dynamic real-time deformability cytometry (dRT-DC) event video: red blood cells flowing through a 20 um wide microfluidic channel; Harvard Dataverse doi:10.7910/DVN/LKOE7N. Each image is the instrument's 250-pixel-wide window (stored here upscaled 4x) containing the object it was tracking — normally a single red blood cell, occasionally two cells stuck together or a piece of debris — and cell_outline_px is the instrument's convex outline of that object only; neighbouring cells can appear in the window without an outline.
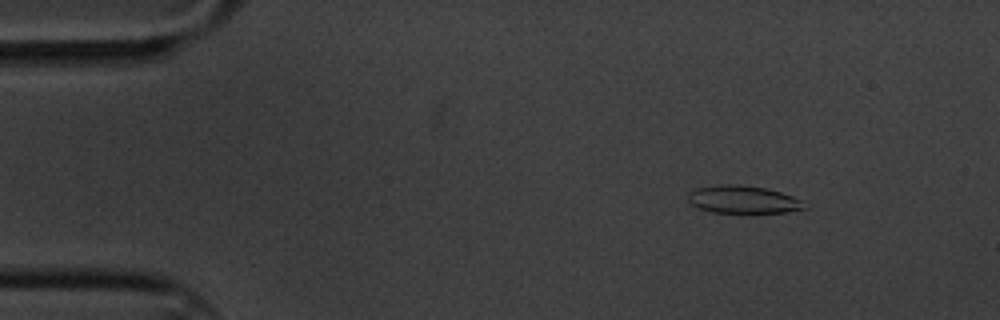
{"species": "common noctule bat (a hibernating species)", "species_latin": "Nyctalus noctula", "temperature_condition": "cold", "stored_images_in_passage": 59, "camera_frame_rate_fps": 3000, "um_per_image_px": 0.085, "animal": {"sex": "male", "body_mass_g": 20.1, "forearm_length_mm": 53.5}, "frame": {"image": 1, "passage_image": 7, "time_ms": 2.0, "image_size_px": [1000, 320], "cell_outline_px": [[808, 208], [788, 212], [752, 216], [712, 212], [700, 208], [692, 204], [688, 200], [688, 192], [696, 188], [720, 184], [740, 184], [764, 188], [780, 192], [792, 196], [808, 204]], "centroid_in_image_um": [63.21, 17.02], "position_along_channel_um": 21.8, "area_um2": 19.83}}
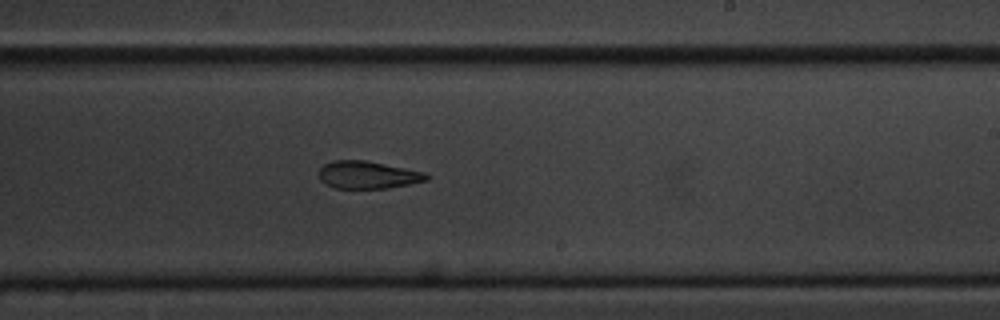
{"frame": {"image": 2, "passage_image": 35, "time_ms": 11.333, "image_size_px": [1000, 320], "cell_outline_px": [[432, 176], [428, 180], [388, 188], [332, 188], [324, 184], [320, 180], [320, 168], [324, 164], [332, 160], [364, 160], [424, 172]], "centroid_in_image_um": [31.24, 14.87], "position_along_channel_um": 257.8, "area_um2": 17.22}}
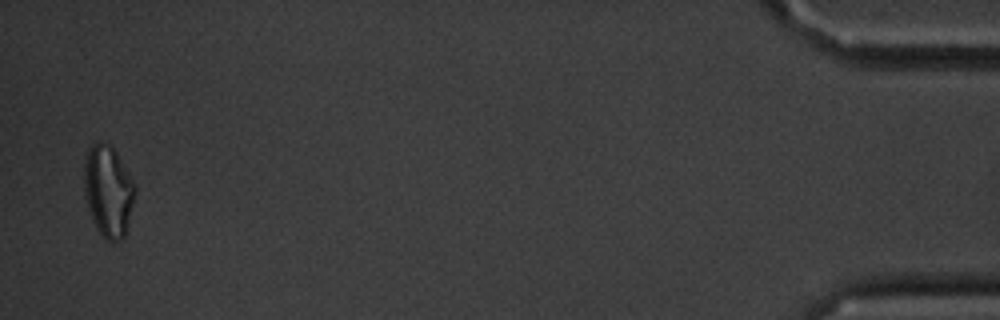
{"frame": {"image": 3, "passage_image": 58, "time_ms": 19.0, "image_size_px": [1000, 320], "cell_outline_px": [[136, 192], [124, 236], [120, 240], [108, 240], [96, 228], [92, 220], [84, 196], [84, 160], [88, 148], [96, 140], [100, 140], [112, 144], [136, 184]], "centroid_in_image_um": [9.19, 16.15], "position_along_channel_um": 426.0, "area_um2": 27.46}, "authors_computed_cell_mechanics": {"area_um2": 19.1896, "velocity_mm_per_s": 3.3283, "shape_relaxation_time_tau1_ms": 4.7331, "shape_relaxation_time_tau2_ms": 4.9181, "deformation_change_tau1": 0.1296, "deformation_change_tau2": 0.1439}}